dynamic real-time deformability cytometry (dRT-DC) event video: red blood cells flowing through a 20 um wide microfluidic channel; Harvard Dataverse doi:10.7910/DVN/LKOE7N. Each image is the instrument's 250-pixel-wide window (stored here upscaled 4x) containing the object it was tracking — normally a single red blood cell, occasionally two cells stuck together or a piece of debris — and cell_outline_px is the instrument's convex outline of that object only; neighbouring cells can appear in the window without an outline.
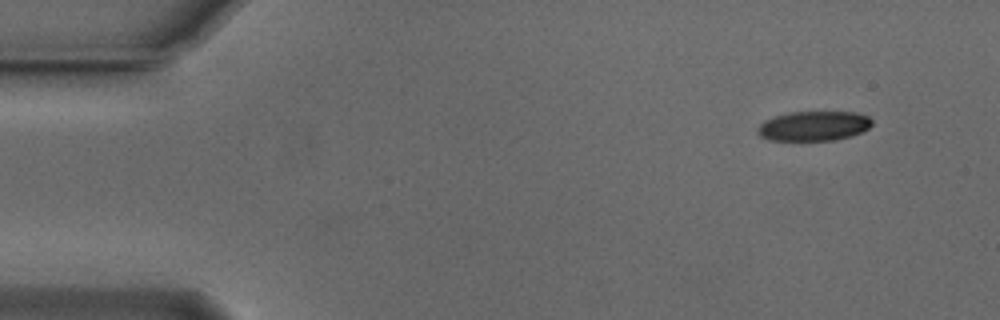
{"species": "Egyptian fruit bat (a non-hibernating species)", "species_latin": "Rousettus aegyptiacus", "temperature_condition": "cold", "stored_images_in_passage": 50, "camera_frame_rate_fps": 3000, "um_per_image_px": 0.085, "animal": {"sex": "male"}, "frame": {"image": 1, "passage_image": 1, "time_ms": 0.0, "image_size_px": [1000, 320], "cell_outline_px": [[872, 124], [868, 128], [852, 136], [836, 140], [768, 140], [760, 136], [756, 132], [756, 128], [764, 120], [788, 112], [856, 112], [868, 116], [872, 120]], "centroid_in_image_um": [69.15, 10.71], "position_along_channel_um": 15.9, "area_um2": 19.88}}
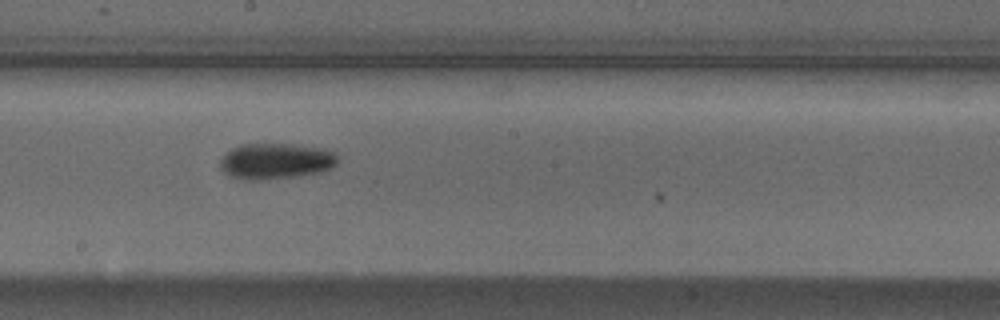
{"frame": {"image": 2, "passage_image": 26, "time_ms": 8.333, "image_size_px": [1000, 320], "cell_outline_px": [[336, 164], [332, 168], [320, 172], [296, 176], [256, 180], [232, 176], [224, 172], [220, 168], [220, 160], [232, 148], [240, 144], [296, 144], [324, 148], [336, 152]], "centroid_in_image_um": [23.48, 13.67], "position_along_channel_um": 224.7, "area_um2": 24.39}}
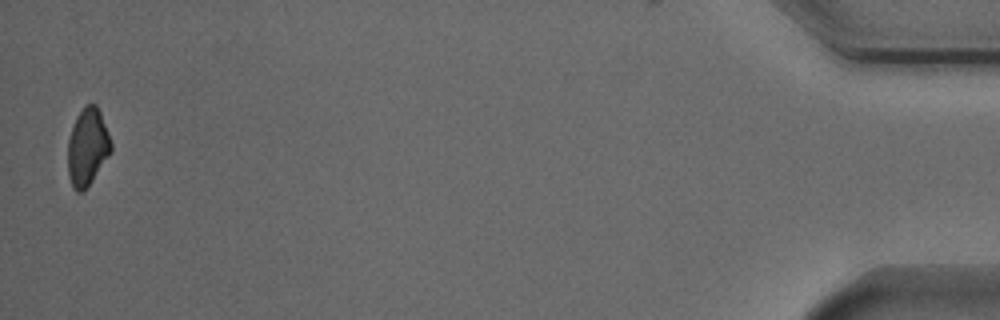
{"frame": {"image": 3, "passage_image": 50, "time_ms": 16.333, "image_size_px": [1000, 320], "cell_outline_px": [[112, 152], [84, 192], [76, 192], [72, 188], [68, 176], [68, 140], [76, 116], [84, 104], [96, 104], [100, 112], [112, 144]], "centroid_in_image_um": [7.43, 12.52], "position_along_channel_um": 427.8, "area_um2": 19.65}, "authors_computed_cell_mechanics": {"area_um2": 21.8484, "velocity_mm_per_s": 3.7492, "shape_relaxation_time_tau1_ms": 2.8145, "shape_relaxation_time_tau2_ms": null, "deformation_change_tau1": 0.0916, "deformation_change_tau2": null}}